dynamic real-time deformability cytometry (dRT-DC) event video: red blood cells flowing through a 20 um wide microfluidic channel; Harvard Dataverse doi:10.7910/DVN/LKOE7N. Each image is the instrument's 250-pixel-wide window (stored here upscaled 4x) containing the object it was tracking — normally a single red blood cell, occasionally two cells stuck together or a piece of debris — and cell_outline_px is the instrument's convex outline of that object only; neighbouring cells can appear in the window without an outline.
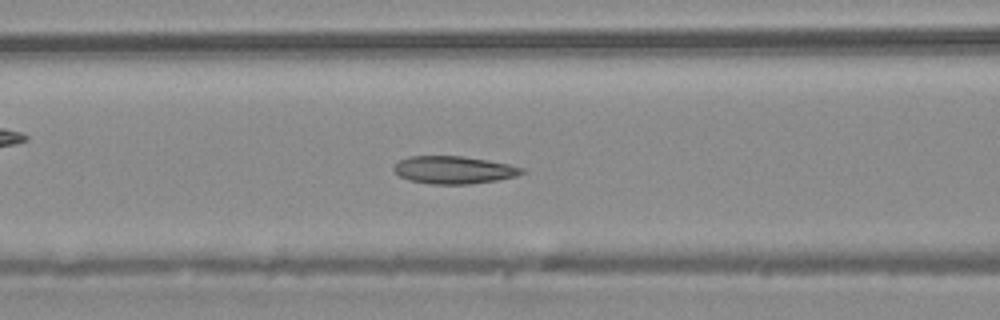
{"species": "common noctule bat (a hibernating species)", "species_latin": "Nyctalus noctula", "temperature_condition": "warm", "stored_images_in_passage": 32, "camera_frame_rate_fps": 3000, "um_per_image_px": 0.085, "animal": {"sex": "male", "body_mass_g": 20.4}, "frame": {"image": 1, "passage_image": 5, "time_ms": 1.333, "image_size_px": [1000, 320], "cell_outline_px": [[528, 172], [516, 176], [496, 180], [472, 184], [432, 184], [408, 180], [400, 176], [392, 168], [400, 160], [408, 156], [464, 156], [488, 160], [508, 164], [524, 168]], "centroid_in_image_um": [38.6, 14.44], "position_along_channel_um": 128.0, "area_um2": 20.69}}